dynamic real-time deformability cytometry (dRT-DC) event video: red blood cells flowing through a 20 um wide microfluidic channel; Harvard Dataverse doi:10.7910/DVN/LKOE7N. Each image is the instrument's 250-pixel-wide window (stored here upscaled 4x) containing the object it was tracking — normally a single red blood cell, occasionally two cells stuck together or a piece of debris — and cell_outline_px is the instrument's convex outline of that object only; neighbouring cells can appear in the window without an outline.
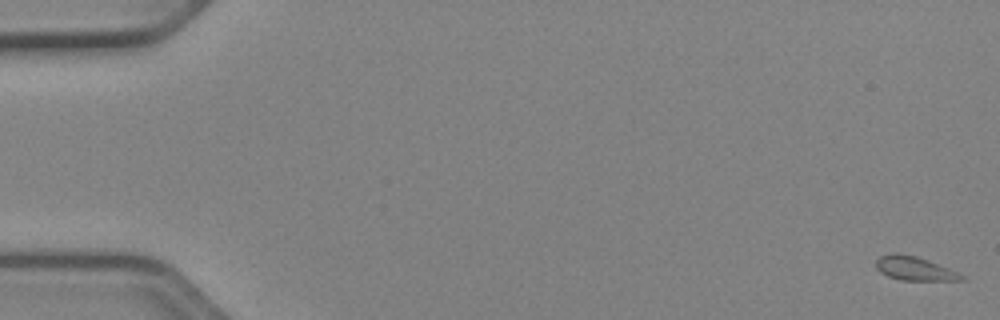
{"species": "Egyptian fruit bat (a non-hibernating species)", "species_latin": "Rousettus aegyptiacus", "temperature_condition": "cold", "stored_images_in_passage": 10, "camera_frame_rate_fps": 3000, "um_per_image_px": 0.085, "animal": {"sex": "female"}, "frame": {"image": 1, "passage_image": 1, "time_ms": 0.0, "image_size_px": [1000, 320], "cell_outline_px": [[968, 276], [964, 280], [900, 280], [888, 276], [880, 272], [876, 268], [876, 260], [880, 256], [892, 252], [896, 252], [916, 256], [928, 260]], "centroid_in_image_um": [77.74, 22.81], "position_along_channel_um": 7.3, "area_um2": 11.96}}